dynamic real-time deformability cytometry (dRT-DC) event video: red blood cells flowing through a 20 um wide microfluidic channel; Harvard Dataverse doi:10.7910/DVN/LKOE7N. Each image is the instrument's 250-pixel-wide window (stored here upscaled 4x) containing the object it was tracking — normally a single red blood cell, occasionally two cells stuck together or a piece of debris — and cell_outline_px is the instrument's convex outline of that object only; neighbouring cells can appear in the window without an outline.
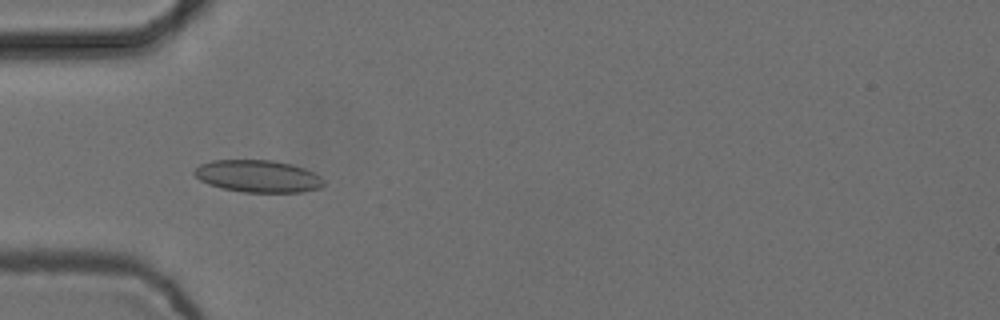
{"species": "common noctule bat (a hibernating species)", "species_latin": "Nyctalus noctula", "temperature_condition": "cold", "stored_images_in_passage": 5, "camera_frame_rate_fps": 3000, "um_per_image_px": 0.085, "animal": {"sex": "female", "body_mass_g": 24.6, "forearm_length_mm": 56.2}, "frame": {"image": 1, "passage_image": 5, "time_ms": 1.333, "image_size_px": [1000, 320], "cell_outline_px": [[324, 184], [320, 188], [300, 192], [244, 192], [220, 188], [208, 184], [200, 180], [192, 172], [200, 164], [212, 160], [272, 160], [292, 164], [304, 168], [320, 176], [324, 180]], "centroid_in_image_um": [21.91, 14.97], "position_along_channel_um": 63.1, "area_um2": 24.33}}